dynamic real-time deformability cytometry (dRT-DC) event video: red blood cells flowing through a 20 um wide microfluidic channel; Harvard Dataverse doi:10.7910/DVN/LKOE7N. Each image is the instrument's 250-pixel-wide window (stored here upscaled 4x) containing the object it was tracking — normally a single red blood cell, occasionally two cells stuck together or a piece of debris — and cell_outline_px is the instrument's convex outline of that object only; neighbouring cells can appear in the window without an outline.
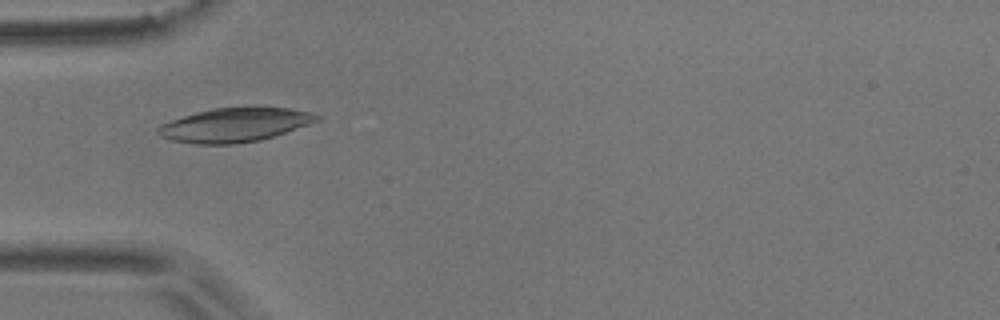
{"species": "common noctule bat (a hibernating species)", "species_latin": "Nyctalus noctula", "temperature_condition": "room temperature", "stored_images_in_passage": 7, "camera_frame_rate_fps": 3000, "um_per_image_px": 0.085, "animal": {"sex": "male", "body_mass_g": 17.9}, "frame": {"image": 1, "passage_image": 5, "time_ms": 1.333, "image_size_px": [1000, 320], "cell_outline_px": [[320, 120], [260, 140], [232, 144], [196, 144], [172, 140], [160, 136], [156, 132], [156, 128], [160, 124], [196, 112], [212, 108], [288, 108], [312, 112], [320, 116]], "centroid_in_image_um": [19.91, 10.62], "position_along_channel_um": 65.1, "area_um2": 30.98}}
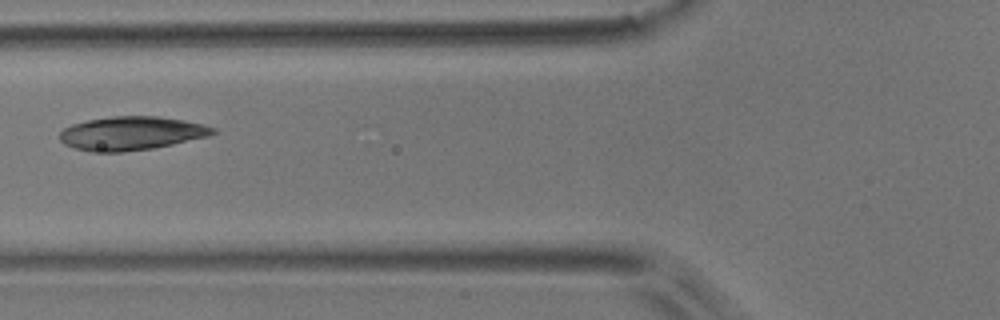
{"frame": {"image": 2, "passage_image": 6, "time_ms": 1.667, "image_size_px": [1000, 320], "cell_outline_px": [[216, 132], [208, 136], [172, 144], [152, 148], [120, 152], [92, 152], [76, 148], [64, 144], [60, 140], [60, 132], [64, 128], [72, 124], [88, 120], [112, 116], [156, 116], [184, 120], [216, 128]], "centroid_in_image_um": [11.14, 11.33], "position_along_channel_um": 114.7, "area_um2": 29.77}}
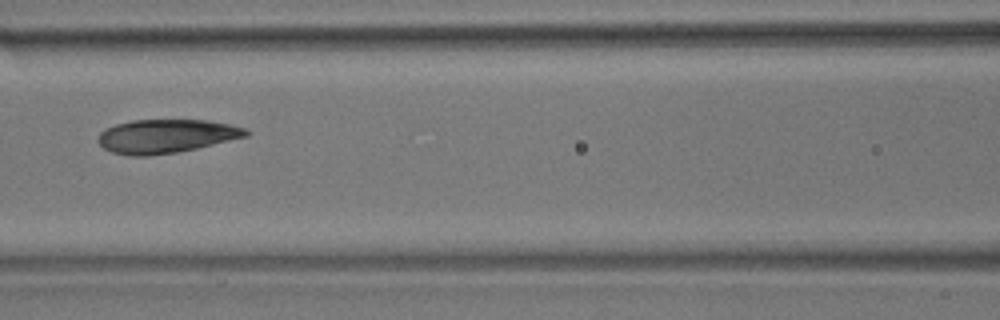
{"frame": {"image": 3, "passage_image": 7, "time_ms": 2.0, "image_size_px": [1000, 320], "cell_outline_px": [[252, 132], [248, 136], [196, 148], [176, 152], [148, 156], [132, 156], [112, 152], [104, 148], [96, 140], [100, 132], [104, 128], [116, 124], [132, 120], [208, 120], [228, 124], [244, 128]], "centroid_in_image_um": [14.1, 11.57], "position_along_channel_um": 152.5, "area_um2": 29.02}}